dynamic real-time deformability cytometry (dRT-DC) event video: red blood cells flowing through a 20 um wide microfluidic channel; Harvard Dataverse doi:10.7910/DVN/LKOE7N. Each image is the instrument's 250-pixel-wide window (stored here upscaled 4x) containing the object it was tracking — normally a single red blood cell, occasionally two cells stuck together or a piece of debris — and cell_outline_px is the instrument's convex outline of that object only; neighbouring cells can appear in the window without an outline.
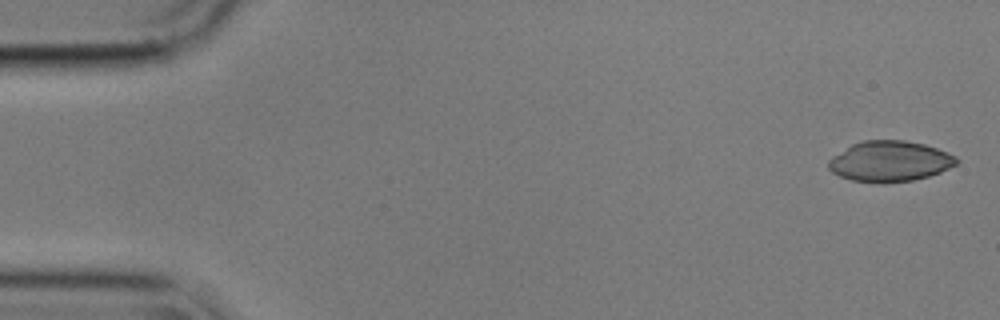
{"species": "common noctule bat (a hibernating species)", "species_latin": "Nyctalus noctula", "temperature_condition": "cold", "stored_images_in_passage": 55, "camera_frame_rate_fps": 3000, "um_per_image_px": 0.085, "animal": {"sex": "male", "body_mass_g": 17.9}, "frame": {"image": 1, "passage_image": 1, "time_ms": 0.0, "image_size_px": [1000, 320], "cell_outline_px": [[960, 160], [956, 164], [940, 172], [928, 176], [912, 180], [884, 184], [852, 180], [840, 176], [832, 172], [828, 168], [828, 160], [832, 156], [852, 144], [864, 140], [904, 140], [924, 144], [948, 152], [956, 156]], "centroid_in_image_um": [75.63, 13.71], "position_along_channel_um": 9.4, "area_um2": 30.4}}